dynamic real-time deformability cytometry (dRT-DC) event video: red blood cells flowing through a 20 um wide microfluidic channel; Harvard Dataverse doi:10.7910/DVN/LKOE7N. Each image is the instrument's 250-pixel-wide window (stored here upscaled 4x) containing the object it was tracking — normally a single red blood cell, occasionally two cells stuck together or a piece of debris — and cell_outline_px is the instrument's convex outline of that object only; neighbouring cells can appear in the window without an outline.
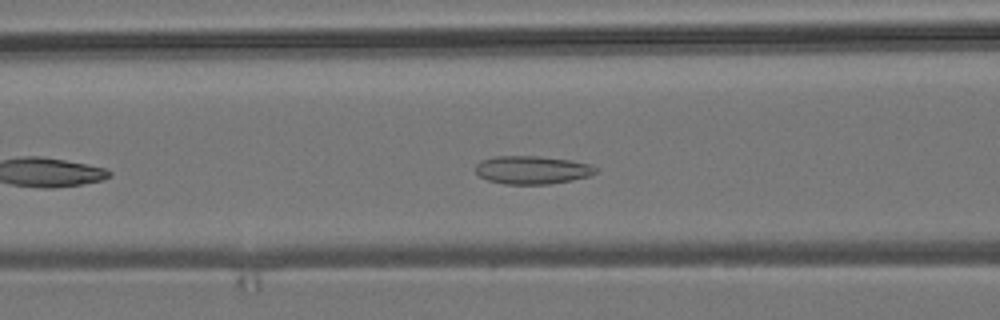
{"species": "common noctule bat (a hibernating species)", "species_latin": "Nyctalus noctula", "temperature_condition": "room temperature", "stored_images_in_passage": 21, "camera_frame_rate_fps": 3000, "um_per_image_px": 0.085, "animal": {"sex": "male", "body_mass_g": 19.2, "forearm_length_mm": 51.8}, "frame": {"image": 1, "passage_image": 10, "time_ms": 3.0, "image_size_px": [1000, 320], "cell_outline_px": [[596, 172], [588, 176], [572, 180], [548, 184], [504, 184], [488, 180], [480, 176], [476, 172], [476, 164], [480, 160], [492, 156], [536, 156], [572, 160], [592, 164], [596, 168]], "centroid_in_image_um": [45.22, 14.43], "position_along_channel_um": 121.4, "area_um2": 19.77}}
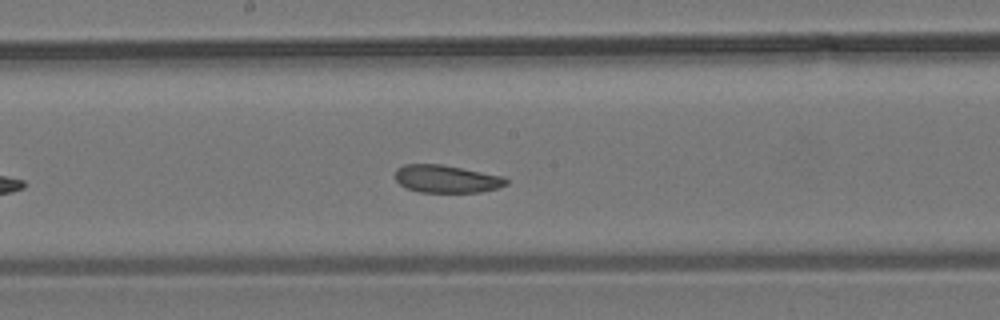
{"frame": {"image": 2, "passage_image": 17, "time_ms": 5.333, "image_size_px": [1000, 320], "cell_outline_px": [[508, 184], [496, 188], [480, 192], [420, 192], [408, 188], [400, 184], [396, 180], [396, 168], [404, 164], [440, 164], [504, 176], [508, 180]], "centroid_in_image_um": [37.96, 15.2], "position_along_channel_um": 210.2, "area_um2": 17.8}}
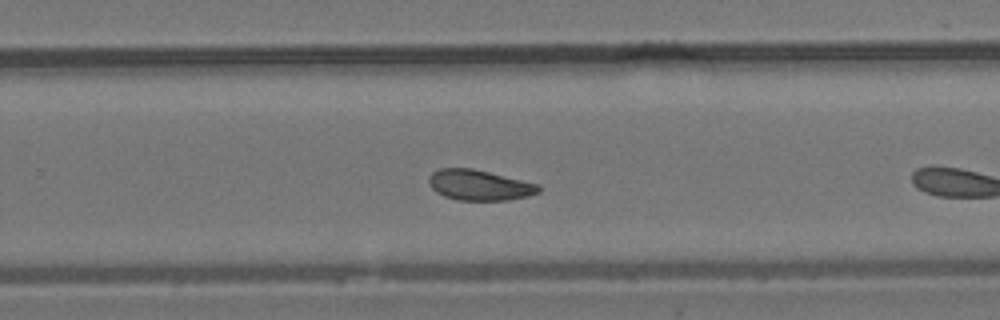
{"frame": {"image": 3, "passage_image": 20, "time_ms": 6.333, "image_size_px": [1000, 320], "cell_outline_px": [[540, 192], [528, 196], [508, 200], [456, 200], [444, 196], [436, 192], [428, 184], [428, 176], [432, 172], [440, 168], [472, 168], [540, 184]], "centroid_in_image_um": [40.73, 15.73], "position_along_channel_um": 289.1, "area_um2": 19.65}}